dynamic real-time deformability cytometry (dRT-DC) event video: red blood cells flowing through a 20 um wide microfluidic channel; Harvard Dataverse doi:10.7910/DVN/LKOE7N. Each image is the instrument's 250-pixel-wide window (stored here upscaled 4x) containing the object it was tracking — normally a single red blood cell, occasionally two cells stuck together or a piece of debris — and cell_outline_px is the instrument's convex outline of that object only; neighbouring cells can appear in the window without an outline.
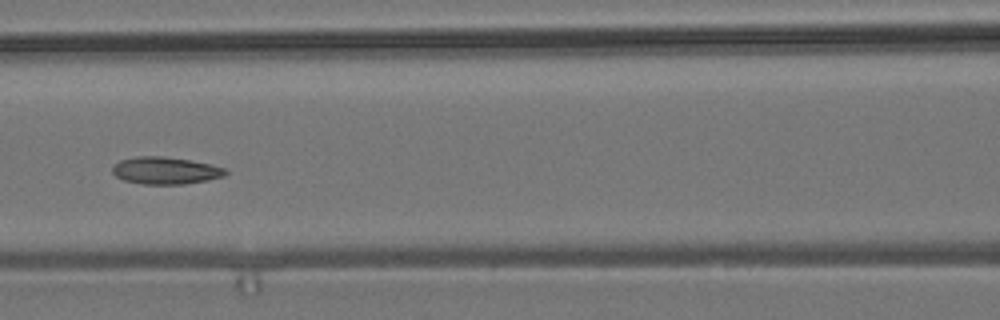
{"species": "common noctule bat (a hibernating species)", "species_latin": "Nyctalus noctula", "temperature_condition": "room temperature", "stored_images_in_passage": 10, "camera_frame_rate_fps": 3000, "um_per_image_px": 0.085, "animal": {"sex": "male", "body_mass_g": 19.2, "forearm_length_mm": 51.8}, "frame": {"image": 1, "passage_image": 6, "time_ms": 6.0, "image_size_px": [1000, 320], "cell_outline_px": [[228, 172], [224, 176], [208, 180], [184, 184], [144, 184], [124, 180], [116, 176], [112, 172], [112, 168], [120, 160], [136, 156], [160, 156], [188, 160], [208, 164], [224, 168]], "centroid_in_image_um": [14.05, 14.5], "position_along_channel_um": 152.6, "area_um2": 17.69}}
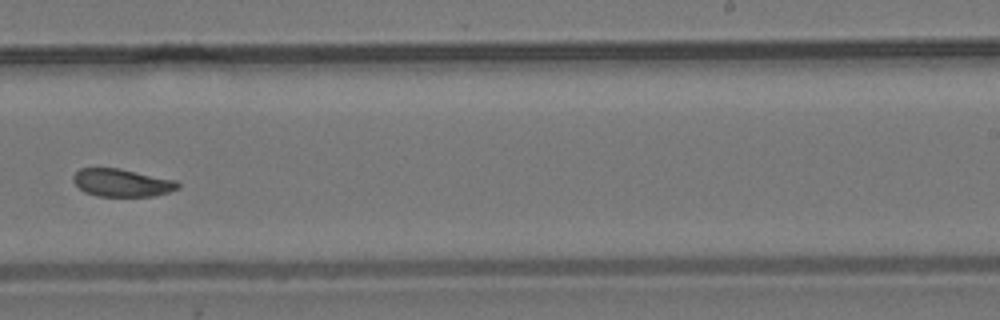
{"frame": {"image": 2, "passage_image": 9, "time_ms": 9.333, "image_size_px": [1000, 320], "cell_outline_px": [[180, 188], [168, 192], [152, 196], [96, 196], [84, 192], [72, 180], [72, 176], [80, 168], [120, 168], [176, 180], [180, 184]], "centroid_in_image_um": [10.36, 15.53], "position_along_channel_um": 278.6, "area_um2": 16.99}}
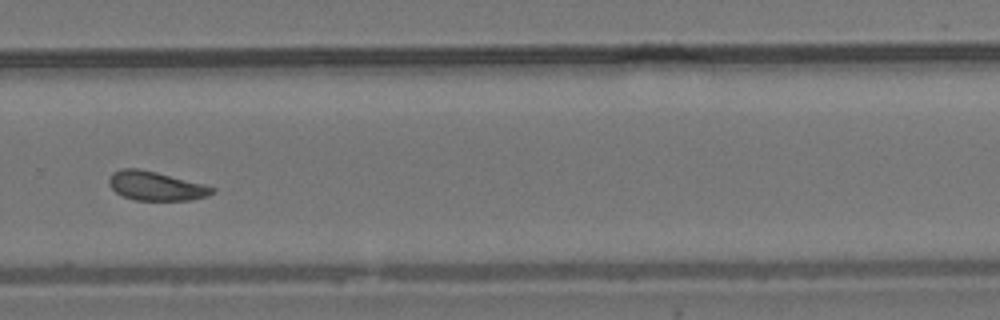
{"frame": {"image": 3, "passage_image": 10, "time_ms": 10.333, "image_size_px": [1000, 320], "cell_outline_px": [[216, 192], [208, 196], [192, 200], [136, 200], [124, 196], [116, 192], [108, 184], [108, 180], [112, 172], [124, 168], [140, 168], [204, 184], [216, 188]], "centroid_in_image_um": [13.27, 15.8], "position_along_channel_um": 316.5, "area_um2": 17.51}}